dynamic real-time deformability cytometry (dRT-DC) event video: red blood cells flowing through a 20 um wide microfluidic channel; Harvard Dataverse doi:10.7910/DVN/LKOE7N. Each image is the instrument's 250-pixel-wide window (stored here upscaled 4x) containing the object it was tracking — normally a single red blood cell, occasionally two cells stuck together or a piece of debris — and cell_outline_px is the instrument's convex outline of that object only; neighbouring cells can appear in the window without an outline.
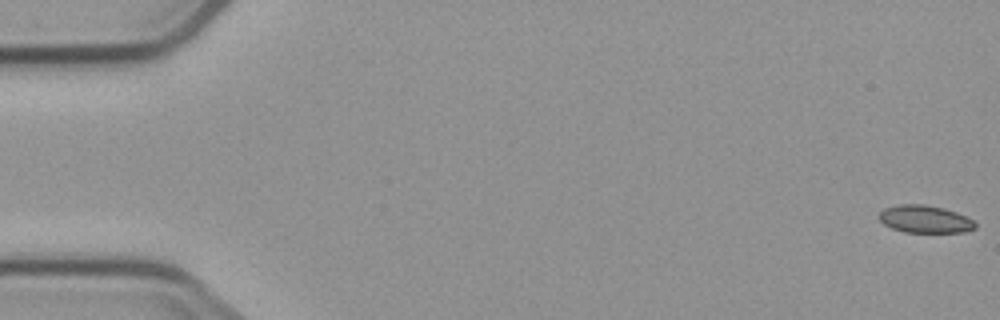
{"species": "common noctule bat (a hibernating species)", "species_latin": "Nyctalus noctula", "temperature_condition": "cold", "stored_images_in_passage": 10, "camera_frame_rate_fps": 3000, "um_per_image_px": 0.085, "animal": {"sex": "male", "body_mass_g": 23.1, "forearm_length_mm": 52.7}, "frame": {"image": 1, "passage_image": 1, "time_ms": 0.0, "image_size_px": [1000, 320], "cell_outline_px": [[976, 228], [964, 232], [904, 232], [892, 228], [884, 224], [876, 216], [884, 208], [900, 204], [924, 204], [944, 208], [956, 212], [972, 220], [976, 224]], "centroid_in_image_um": [78.59, 18.62], "position_along_channel_um": 6.4, "area_um2": 15.43}}
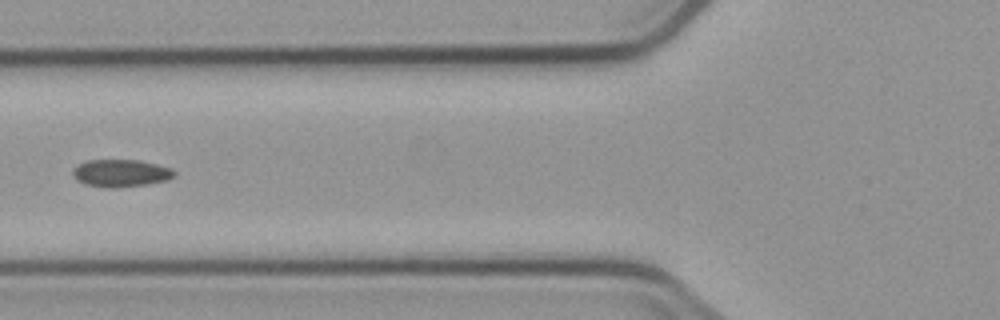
{"frame": {"image": 2, "passage_image": 7, "time_ms": 7.0, "image_size_px": [1000, 320], "cell_outline_px": [[176, 176], [168, 180], [148, 184], [116, 188], [104, 188], [84, 184], [76, 180], [72, 172], [80, 164], [88, 160], [136, 160], [156, 164], [172, 168], [176, 172]], "centroid_in_image_um": [10.31, 14.73], "position_along_channel_um": 115.5, "area_um2": 16.3}}
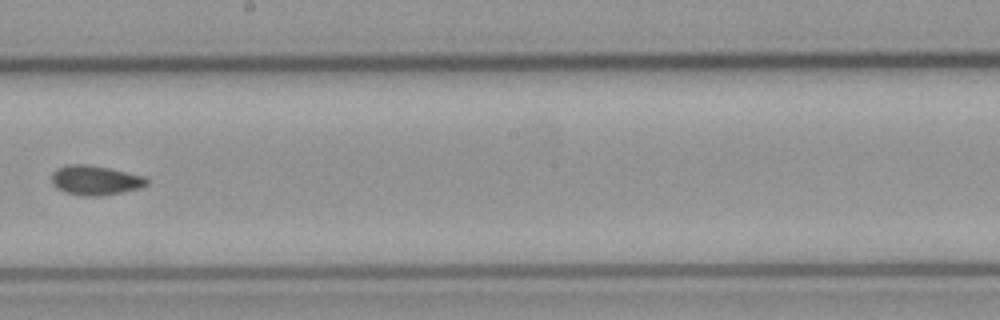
{"frame": {"image": 3, "passage_image": 10, "time_ms": 10.333, "image_size_px": [1000, 320], "cell_outline_px": [[148, 184], [140, 188], [100, 196], [80, 196], [64, 192], [56, 188], [52, 184], [52, 172], [56, 168], [68, 164], [88, 164], [108, 168], [144, 176], [148, 180]], "centroid_in_image_um": [8.05, 15.32], "position_along_channel_um": 240.1, "area_um2": 16.47}}